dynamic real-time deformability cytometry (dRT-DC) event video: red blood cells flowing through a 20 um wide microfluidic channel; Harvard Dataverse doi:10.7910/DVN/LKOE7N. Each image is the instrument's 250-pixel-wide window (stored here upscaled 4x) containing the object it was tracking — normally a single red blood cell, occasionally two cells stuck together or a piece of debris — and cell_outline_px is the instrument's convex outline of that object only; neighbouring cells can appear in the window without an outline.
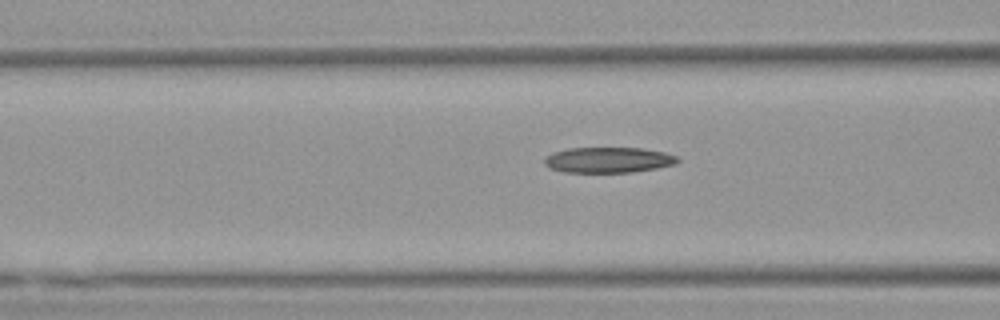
{"species": "Egyptian fruit bat (a non-hibernating species)", "species_latin": "Rousettus aegyptiacus", "temperature_condition": "warm", "stored_images_in_passage": 37, "camera_frame_rate_fps": 3000, "um_per_image_px": 0.085, "animal": {"sex": "female"}, "frame": {"image": 1, "passage_image": 16, "time_ms": 5.0, "image_size_px": [1000, 320], "cell_outline_px": [[680, 160], [676, 164], [656, 168], [632, 172], [564, 172], [548, 168], [544, 164], [544, 156], [552, 152], [568, 148], [644, 148], [664, 152], [676, 156]], "centroid_in_image_um": [51.67, 13.59], "position_along_channel_um": 114.9, "area_um2": 20.0}}
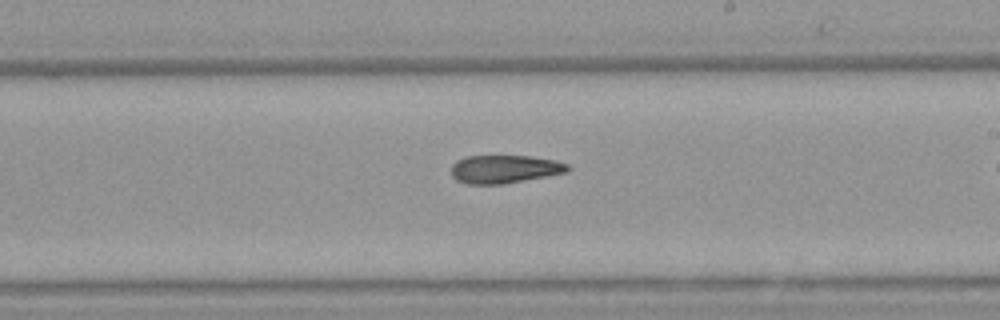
{"frame": {"image": 2, "passage_image": 26, "time_ms": 8.333, "image_size_px": [1000, 320], "cell_outline_px": [[572, 168], [568, 172], [504, 184], [468, 184], [456, 180], [452, 176], [452, 164], [456, 160], [464, 156], [532, 156], [556, 160], [568, 164]], "centroid_in_image_um": [42.9, 14.37], "position_along_channel_um": 246.1, "area_um2": 19.31}}
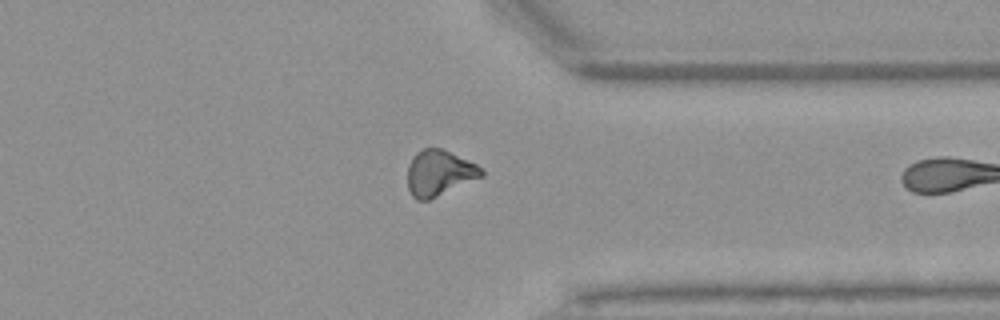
{"frame": {"image": 3, "passage_image": 36, "time_ms": 11.667, "image_size_px": [1000, 320], "cell_outline_px": [[484, 176], [428, 200], [416, 200], [412, 196], [408, 188], [408, 164], [412, 156], [416, 152], [424, 148], [440, 148], [476, 164], [484, 168]], "centroid_in_image_um": [37.33, 14.71], "position_along_channel_um": 374.1, "area_um2": 19.65}}